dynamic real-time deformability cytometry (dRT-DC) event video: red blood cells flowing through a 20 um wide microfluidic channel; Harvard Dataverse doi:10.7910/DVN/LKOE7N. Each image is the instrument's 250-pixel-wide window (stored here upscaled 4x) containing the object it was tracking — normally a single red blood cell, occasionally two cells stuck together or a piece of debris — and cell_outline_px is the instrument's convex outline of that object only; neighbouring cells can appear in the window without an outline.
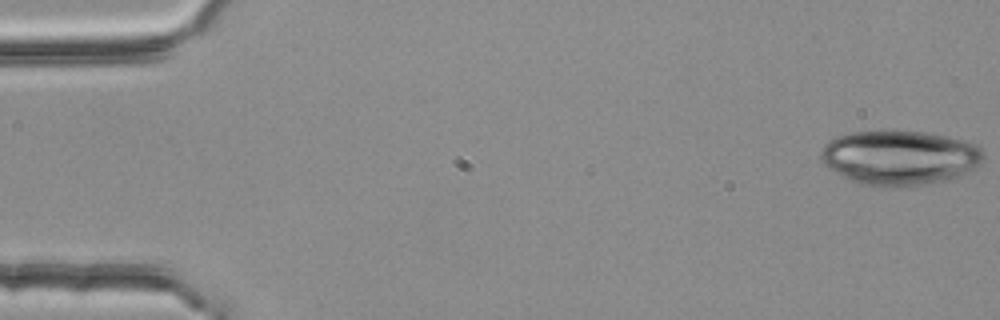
{"species": "common noctule bat (a hibernating species)", "species_latin": "Nyctalus noctula", "temperature_condition": "room temperature", "stored_images_in_passage": 15, "camera_frame_rate_fps": 3000, "um_per_image_px": 0.085, "animal": {"sex": "female", "body_mass_g": 25.1}, "frame": {"image": 1, "passage_image": 1, "time_ms": 0.0, "image_size_px": [1000, 320], "cell_outline_px": [[984, 160], [976, 168], [960, 176], [944, 180], [904, 188], [876, 188], [860, 184], [840, 176], [828, 168], [820, 160], [820, 152], [824, 144], [836, 136], [852, 132], [928, 132], [964, 140], [980, 148], [984, 152]], "centroid_in_image_um": [76.44, 13.44], "position_along_channel_um": 8.6, "area_um2": 52.31}}